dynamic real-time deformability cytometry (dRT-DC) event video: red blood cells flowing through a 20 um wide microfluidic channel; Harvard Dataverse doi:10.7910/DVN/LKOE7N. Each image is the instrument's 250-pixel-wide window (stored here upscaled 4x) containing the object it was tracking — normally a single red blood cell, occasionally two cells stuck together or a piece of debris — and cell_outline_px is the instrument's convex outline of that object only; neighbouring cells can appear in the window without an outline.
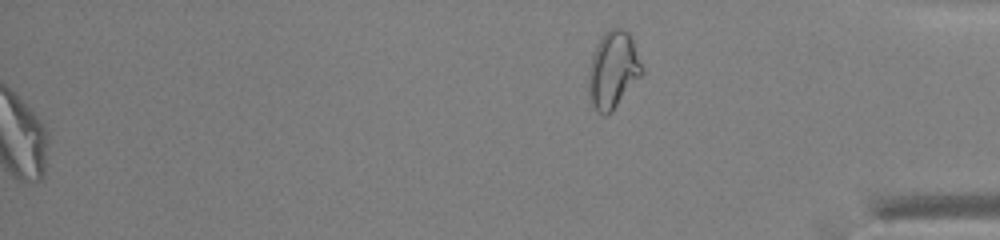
{"species": "common noctule bat (a hibernating species)", "species_latin": "Nyctalus noctula", "temperature_condition": "warm", "stored_images_in_passage": 45, "segment_of_instrument_passage": [2, 2], "camera_frame_rate_fps": 3000, "um_per_image_px": 0.085, "animal": {"sex": "male", "body_mass_g": 13.0, "forearm_length_mm": 53.1}, "frame": {"image": 1, "passage_image": 45, "time_ms": 14.667, "image_size_px": [1000, 240], "cell_outline_px": [[644, 72], [612, 112], [604, 116], [592, 104], [588, 92], [588, 72], [592, 56], [596, 44], [604, 32], [612, 28], [624, 28], [628, 32], [632, 40], [644, 68]], "centroid_in_image_um": [52.11, 5.93], "position_along_channel_um": 383.1, "area_um2": 23.99}}